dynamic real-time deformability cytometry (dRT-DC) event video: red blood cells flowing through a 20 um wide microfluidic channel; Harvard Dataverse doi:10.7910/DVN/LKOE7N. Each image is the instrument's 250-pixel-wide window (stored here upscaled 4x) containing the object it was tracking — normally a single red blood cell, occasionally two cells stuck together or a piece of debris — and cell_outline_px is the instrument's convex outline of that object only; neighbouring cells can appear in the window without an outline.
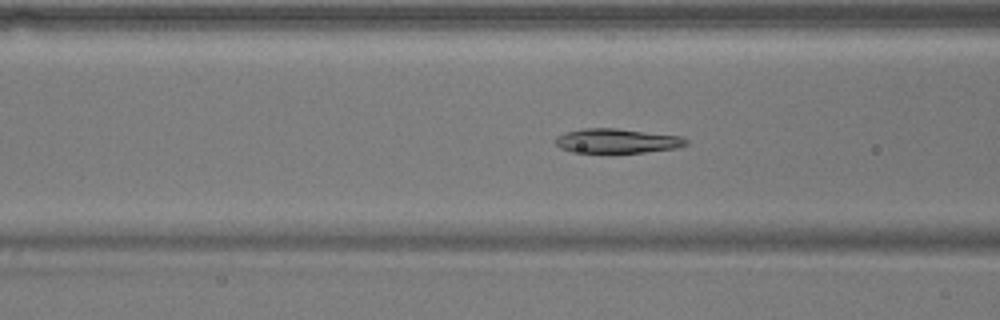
{"species": "common noctule bat (a hibernating species)", "species_latin": "Nyctalus noctula", "temperature_condition": "warm", "stored_images_in_passage": 54, "camera_frame_rate_fps": 3000, "um_per_image_px": 0.085, "animal": {"sex": "male", "body_mass_g": 17.9}, "frame": {"image": 1, "passage_image": 20, "time_ms": 6.333, "image_size_px": [1000, 320], "cell_outline_px": [[688, 144], [676, 148], [644, 152], [572, 152], [560, 148], [556, 144], [556, 136], [568, 132], [584, 128], [616, 128], [680, 136], [688, 140]], "centroid_in_image_um": [52.45, 11.97], "position_along_channel_um": 114.2, "area_um2": 18.38}}
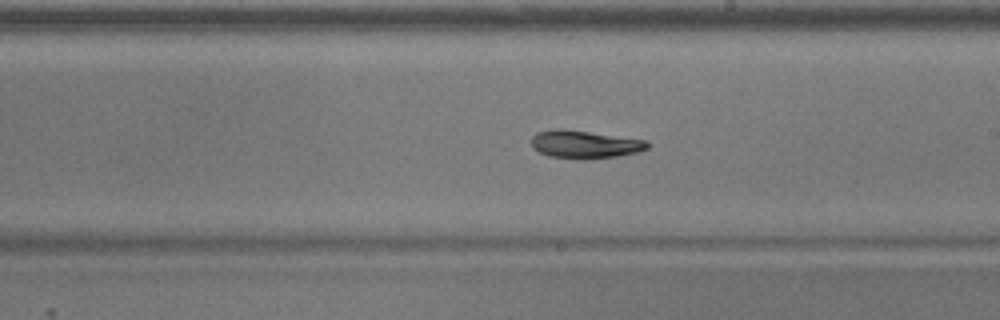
{"frame": {"image": 2, "passage_image": 30, "time_ms": 9.667, "image_size_px": [1000, 320], "cell_outline_px": [[648, 148], [640, 152], [616, 156], [580, 160], [576, 160], [548, 156], [532, 148], [532, 136], [536, 132], [556, 128], [564, 128], [648, 140]], "centroid_in_image_um": [49.69, 12.27], "position_along_channel_um": 239.3, "area_um2": 19.25}}
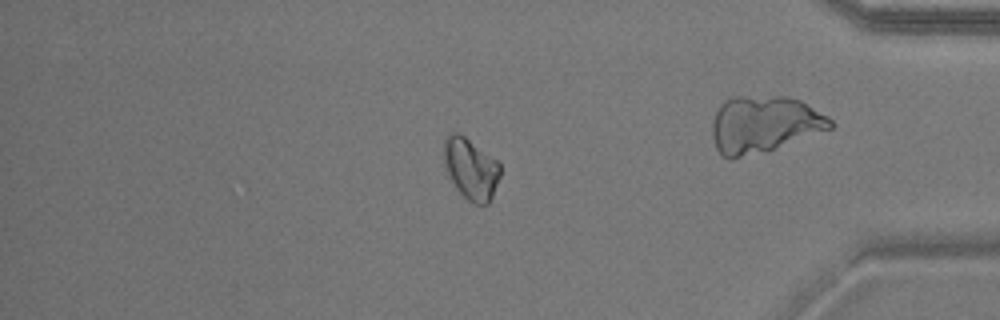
{"frame": {"image": 3, "passage_image": 45, "time_ms": 14.667, "image_size_px": [1000, 320], "cell_outline_px": [[500, 176], [492, 196], [488, 204], [472, 204], [456, 188], [448, 176], [444, 164], [444, 140], [452, 132], [460, 132], [496, 160], [500, 164]], "centroid_in_image_um": [40.01, 14.34], "position_along_channel_um": 395.2, "area_um2": 20.06}, "authors_computed_cell_mechanics": {"area_um2": 19.7098, "velocity_mm_per_s": 3.7478, "shape_relaxation_time_tau1_ms": 2.1868, "shape_relaxation_time_tau2_ms": null, "deformation_change_tau1": 0.0946, "deformation_change_tau2": null}}